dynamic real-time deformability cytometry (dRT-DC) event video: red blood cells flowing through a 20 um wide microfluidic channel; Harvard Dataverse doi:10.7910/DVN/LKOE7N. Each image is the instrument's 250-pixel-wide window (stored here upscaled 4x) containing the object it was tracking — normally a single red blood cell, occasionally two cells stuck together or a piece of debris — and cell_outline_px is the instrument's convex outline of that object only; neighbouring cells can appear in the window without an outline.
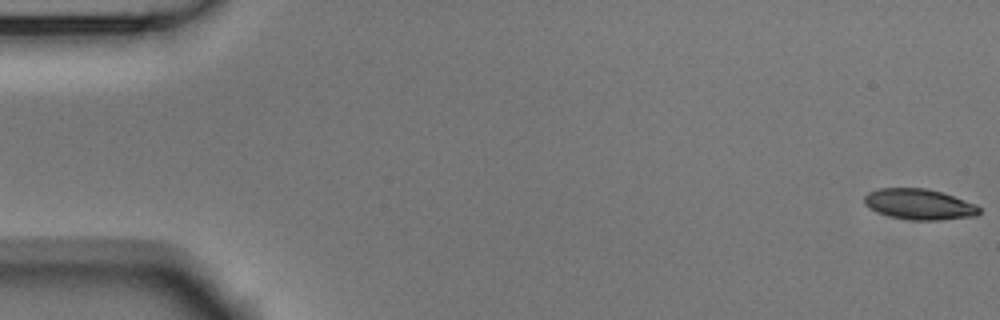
{"species": "Egyptian fruit bat (a non-hibernating species)", "species_latin": "Rousettus aegyptiacus", "temperature_condition": "room temperature", "stored_images_in_passage": 54, "camera_frame_rate_fps": 3000, "um_per_image_px": 0.085, "animal": {"sex": "male"}, "frame": {"image": 1, "passage_image": 1, "time_ms": 0.0, "image_size_px": [1000, 320], "cell_outline_px": [[980, 212], [976, 216], [940, 220], [912, 220], [888, 216], [864, 204], [864, 196], [868, 192], [876, 188], [924, 188], [940, 192], [976, 204], [980, 208]], "centroid_in_image_um": [78.13, 17.36], "position_along_channel_um": 6.9, "area_um2": 20.4}}
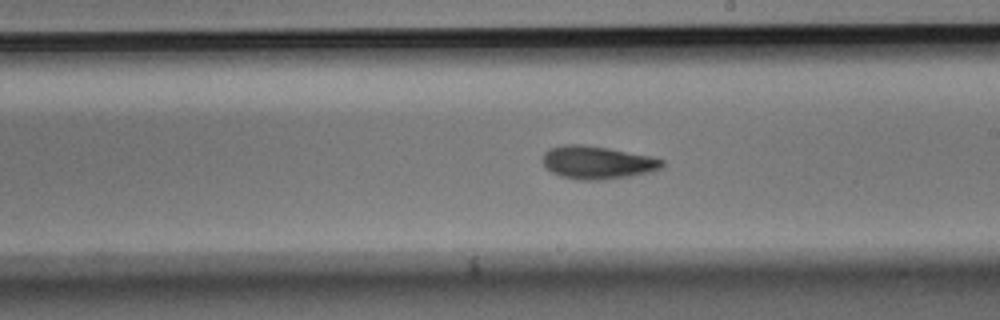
{"frame": {"image": 2, "passage_image": 31, "time_ms": 10.0, "image_size_px": [1000, 320], "cell_outline_px": [[664, 164], [660, 168], [652, 172], [628, 176], [600, 180], [580, 180], [560, 176], [544, 168], [540, 160], [544, 152], [548, 148], [564, 144], [580, 144], [608, 148], [652, 156], [664, 160]], "centroid_in_image_um": [50.72, 13.8], "position_along_channel_um": 238.3, "area_um2": 23.24}}
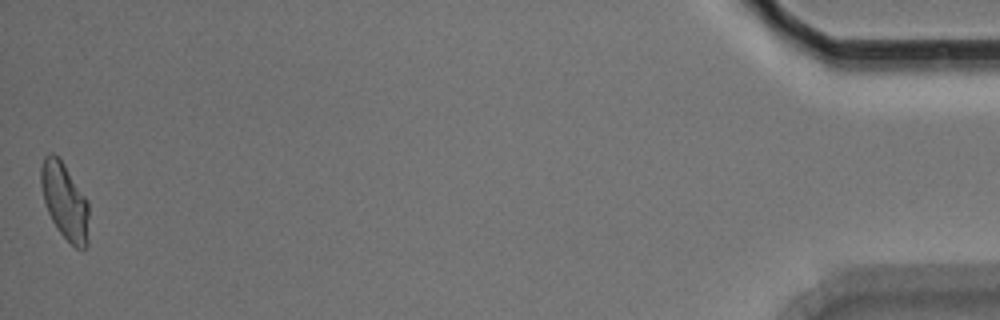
{"frame": {"image": 3, "passage_image": 54, "time_ms": 17.667, "image_size_px": [1000, 320], "cell_outline_px": [[88, 244], [84, 248], [76, 248], [60, 232], [52, 220], [48, 212], [44, 200], [40, 184], [40, 168], [44, 156], [48, 152], [52, 152], [64, 164], [88, 200]], "centroid_in_image_um": [5.49, 17.07], "position_along_channel_um": 429.7, "area_um2": 21.21}, "authors_computed_cell_mechanics": {"area_um2": 21.8195, "velocity_mm_per_s": 3.7327, "shape_relaxation_time_tau1_ms": 6.4176, "shape_relaxation_time_tau2_ms": 3.4703, "deformation_change_tau1": 0.1605, "deformation_change_tau2": 0.0979}}